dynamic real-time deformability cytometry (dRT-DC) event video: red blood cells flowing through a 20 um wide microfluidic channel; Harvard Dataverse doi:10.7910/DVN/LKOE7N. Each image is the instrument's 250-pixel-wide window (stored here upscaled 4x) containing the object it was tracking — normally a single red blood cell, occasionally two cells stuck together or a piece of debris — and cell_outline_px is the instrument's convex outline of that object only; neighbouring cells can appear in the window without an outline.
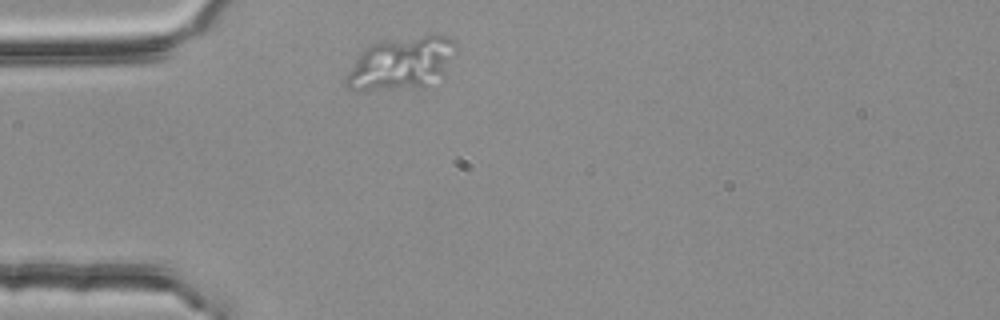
{"species": "common noctule bat (a hibernating species)", "species_latin": "Nyctalus noctula", "temperature_condition": "room temperature", "stored_images_in_passage": 1, "camera_frame_rate_fps": 3000, "um_per_image_px": 0.085, "animal": {"sex": "female", "body_mass_g": 25.1}, "frame": {"image": 1, "passage_image": 1, "time_ms": 0.0, "image_size_px": [1000, 320], "cell_outline_px": [[456, 52], [444, 80], [424, 88], [364, 92], [348, 88], [344, 84], [344, 80], [348, 72], [360, 52], [368, 44], [380, 40], [424, 36], [444, 36], [456, 40]], "centroid_in_image_um": [34.15, 5.44], "position_along_channel_um": 50.9, "area_um2": 35.2}}